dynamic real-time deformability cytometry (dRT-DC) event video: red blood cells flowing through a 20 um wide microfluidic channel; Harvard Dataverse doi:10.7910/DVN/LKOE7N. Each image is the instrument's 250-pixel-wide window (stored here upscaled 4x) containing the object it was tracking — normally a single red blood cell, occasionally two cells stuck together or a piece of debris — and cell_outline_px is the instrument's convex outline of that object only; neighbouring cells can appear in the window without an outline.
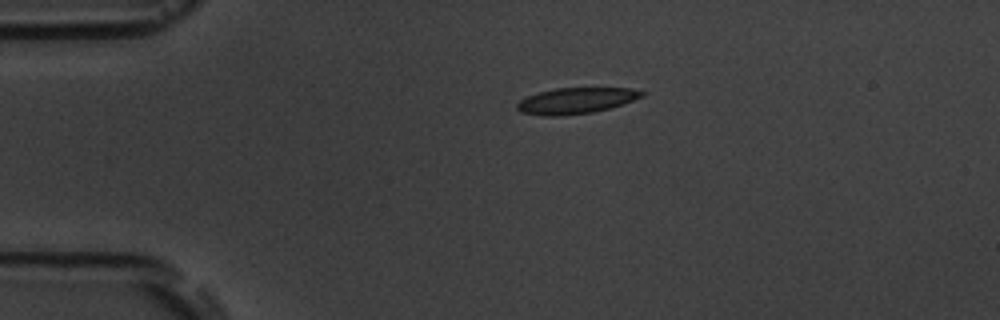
{"species": "common noctule bat (a hibernating species)", "species_latin": "Nyctalus noctula", "temperature_condition": "room temperature", "stored_images_in_passage": 7, "camera_frame_rate_fps": 3000, "um_per_image_px": 0.085, "animal": {"sex": "male", "body_mass_g": 19.5, "forearm_length_mm": 54.6}, "frame": {"image": 1, "passage_image": 7, "time_ms": 7.0, "image_size_px": [1000, 320], "cell_outline_px": [[648, 92], [644, 96], [624, 104], [592, 112], [556, 116], [544, 116], [520, 112], [516, 108], [516, 104], [520, 100], [528, 96], [540, 92], [556, 88], [632, 88]], "centroid_in_image_um": [49.0, 8.55], "position_along_channel_um": 36.0, "area_um2": 18.9}}